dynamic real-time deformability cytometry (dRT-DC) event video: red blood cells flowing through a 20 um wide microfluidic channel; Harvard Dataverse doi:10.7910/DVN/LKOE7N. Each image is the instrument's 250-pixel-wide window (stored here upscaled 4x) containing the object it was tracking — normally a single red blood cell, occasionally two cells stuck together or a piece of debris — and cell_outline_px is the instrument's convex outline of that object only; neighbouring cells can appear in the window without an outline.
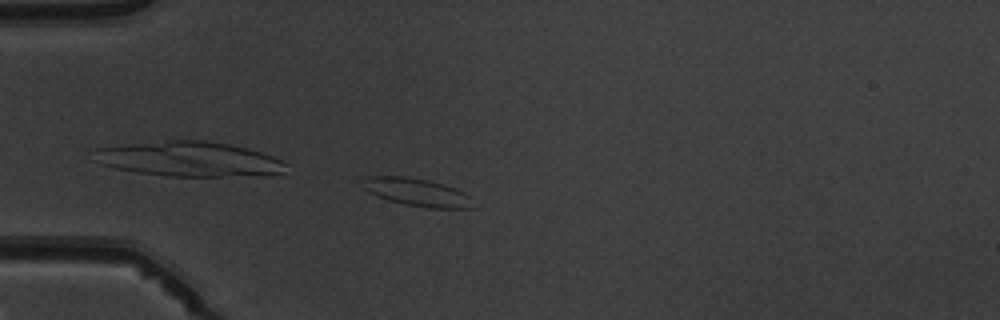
{"species": "common noctule bat (a hibernating species)", "species_latin": "Nyctalus noctula", "temperature_condition": "warm", "stored_images_in_passage": 5, "camera_frame_rate_fps": 3000, "um_per_image_px": 0.085, "animal": {"sex": "male", "body_mass_g": 19.5, "forearm_length_mm": 54.6}, "frame": {"image": 1, "passage_image": 4, "time_ms": 4.333, "image_size_px": [1000, 320], "cell_outline_px": [[472, 208], [428, 208], [404, 204], [388, 200], [376, 196], [360, 188], [360, 180], [364, 176], [408, 176], [428, 180], [464, 192], [468, 196]], "centroid_in_image_um": [35.28, 16.32], "position_along_channel_um": 49.7, "area_um2": 17.92}}